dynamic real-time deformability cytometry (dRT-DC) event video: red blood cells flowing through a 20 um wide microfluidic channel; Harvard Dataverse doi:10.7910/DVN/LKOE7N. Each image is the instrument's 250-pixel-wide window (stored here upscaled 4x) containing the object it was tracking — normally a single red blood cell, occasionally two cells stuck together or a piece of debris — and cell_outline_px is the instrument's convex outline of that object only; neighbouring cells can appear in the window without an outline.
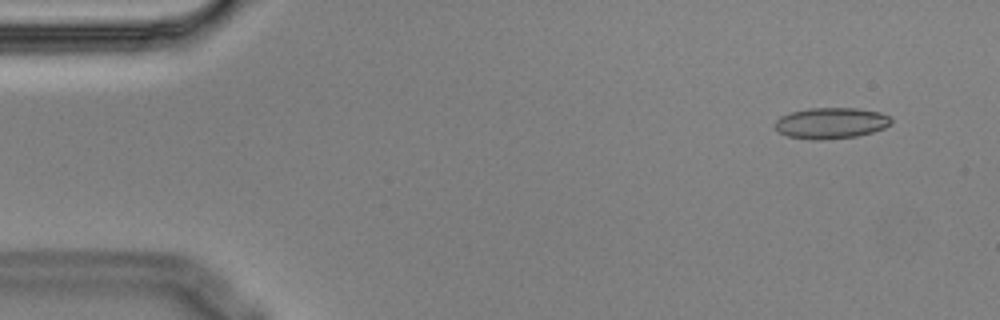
{"species": "Egyptian fruit bat (a non-hibernating species)", "species_latin": "Rousettus aegyptiacus", "temperature_condition": "cold", "stored_images_in_passage": 5, "camera_frame_rate_fps": 3000, "um_per_image_px": 0.085, "animal": {"sex": "male"}, "frame": {"image": 1, "passage_image": 2, "time_ms": 0.333, "image_size_px": [1000, 320], "cell_outline_px": [[892, 124], [884, 128], [872, 132], [856, 136], [820, 140], [812, 140], [788, 136], [780, 132], [776, 128], [776, 120], [780, 116], [792, 112], [808, 108], [856, 108], [880, 112], [892, 116]], "centroid_in_image_um": [70.68, 10.46], "position_along_channel_um": 14.3, "area_um2": 21.04}}